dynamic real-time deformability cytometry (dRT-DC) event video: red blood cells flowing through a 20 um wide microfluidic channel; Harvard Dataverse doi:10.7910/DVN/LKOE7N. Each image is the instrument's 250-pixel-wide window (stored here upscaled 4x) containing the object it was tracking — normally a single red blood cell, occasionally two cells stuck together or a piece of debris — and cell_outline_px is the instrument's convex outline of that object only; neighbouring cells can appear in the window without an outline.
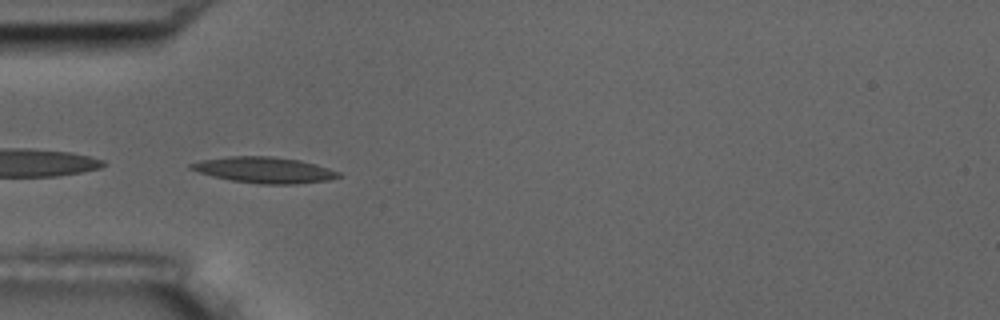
{"species": "common noctule bat (a hibernating species)", "species_latin": "Nyctalus noctula", "temperature_condition": "room temperature", "stored_images_in_passage": 40, "camera_frame_rate_fps": 3000, "um_per_image_px": 0.085, "animal": {"sex": "male", "body_mass_g": 17.5, "forearm_length_mm": 52.3}, "frame": {"image": 1, "passage_image": 1, "time_ms": 0.0, "image_size_px": [1000, 320], "cell_outline_px": [[344, 176], [328, 180], [296, 184], [260, 184], [232, 180], [212, 176], [188, 168], [188, 164], [200, 160], [228, 156], [272, 156], [300, 160], [316, 164], [340, 172]], "centroid_in_image_um": [22.48, 14.44], "position_along_channel_um": 62.5, "area_um2": 22.43}}
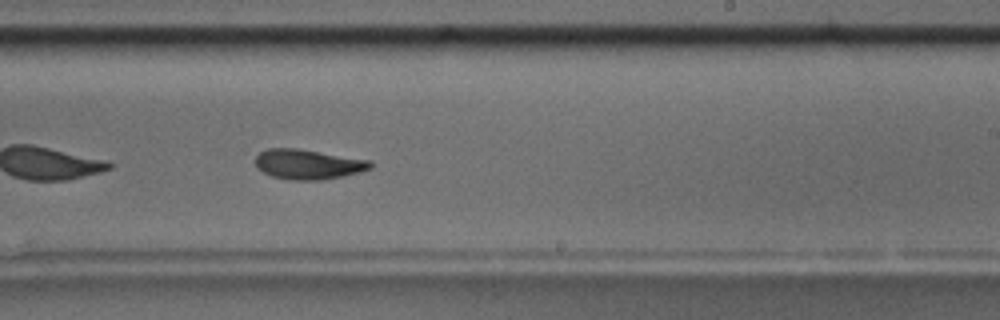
{"frame": {"image": 2, "passage_image": 18, "time_ms": 5.667, "image_size_px": [1000, 320], "cell_outline_px": [[372, 168], [360, 172], [344, 176], [324, 180], [288, 180], [272, 176], [256, 168], [256, 156], [260, 152], [268, 148], [296, 148], [372, 160]], "centroid_in_image_um": [26.21, 13.97], "position_along_channel_um": 262.8, "area_um2": 20.23}}
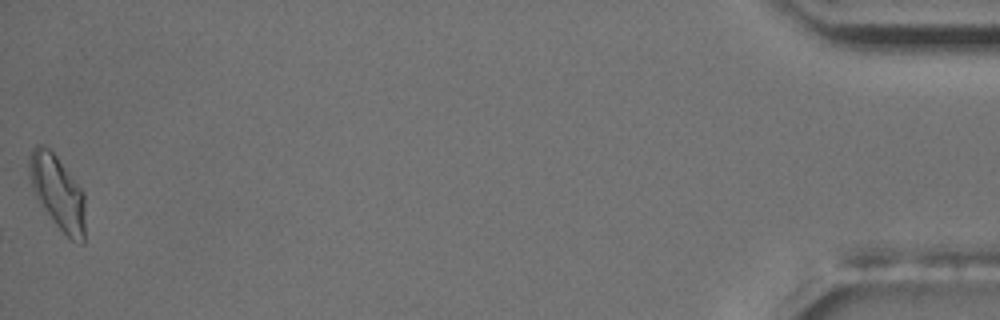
{"frame": {"image": 3, "passage_image": 40, "time_ms": 13.0, "image_size_px": [1000, 320], "cell_outline_px": [[84, 244], [80, 244], [72, 240], [56, 224], [36, 196], [32, 188], [28, 164], [28, 160], [32, 148], [36, 144], [44, 144], [56, 156], [84, 192]], "centroid_in_image_um": [4.9, 16.32], "position_along_channel_um": 430.3, "area_um2": 23.64}, "authors_computed_cell_mechanics": {"area_um2": 20.3456, "velocity_mm_per_s": 3.5737, "shape_relaxation_time_tau1_ms": 6.4809, "shape_relaxation_time_tau2_ms": 3.3062, "deformation_change_tau1": 0.1931, "deformation_change_tau2": 0.1075}}